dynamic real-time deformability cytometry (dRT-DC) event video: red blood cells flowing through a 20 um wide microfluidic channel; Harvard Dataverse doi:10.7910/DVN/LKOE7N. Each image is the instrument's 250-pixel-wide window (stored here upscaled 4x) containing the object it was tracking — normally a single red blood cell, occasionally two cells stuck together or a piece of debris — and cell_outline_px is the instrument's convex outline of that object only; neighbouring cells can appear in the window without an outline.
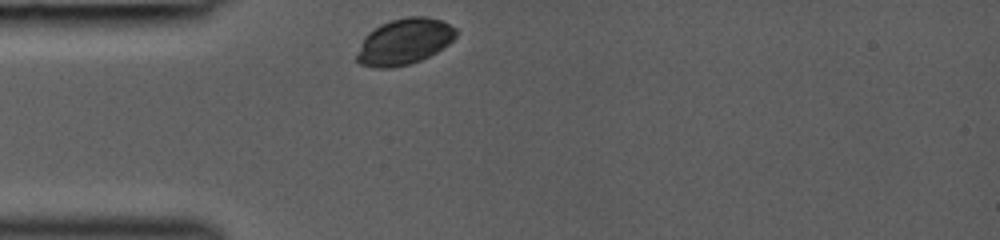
{"species": "common noctule bat (a hibernating species)", "species_latin": "Nyctalus noctula", "temperature_condition": "room temperature", "stored_images_in_passage": 28, "camera_frame_rate_fps": 3000, "um_per_image_px": 0.085, "animal": {"sex": "female", "body_mass_g": 19.0, "forearm_length_mm": 53.3}, "frame": {"image": 1, "passage_image": 1, "time_ms": 0.0, "image_size_px": [1000, 240], "cell_outline_px": [[456, 36], [448, 44], [436, 52], [420, 60], [408, 64], [392, 68], [376, 68], [360, 64], [356, 60], [356, 56], [364, 36], [368, 32], [380, 24], [392, 20], [408, 16], [424, 16], [440, 20], [456, 28]], "centroid_in_image_um": [34.34, 3.54], "position_along_channel_um": 50.7, "area_um2": 26.47}}
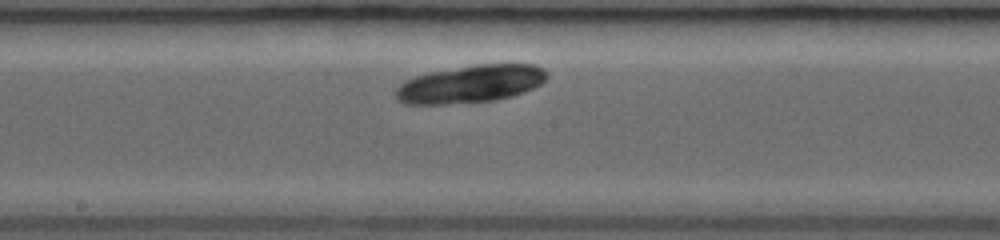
{"frame": {"image": 2, "passage_image": 13, "time_ms": 4.0, "image_size_px": [1000, 240], "cell_outline_px": [[548, 76], [540, 84], [524, 92], [496, 100], [444, 104], [404, 104], [396, 100], [396, 88], [400, 84], [416, 76], [432, 72], [476, 64], [532, 64], [544, 68], [548, 72]], "centroid_in_image_um": [40.01, 7.14], "position_along_channel_um": 208.2, "area_um2": 32.95}}
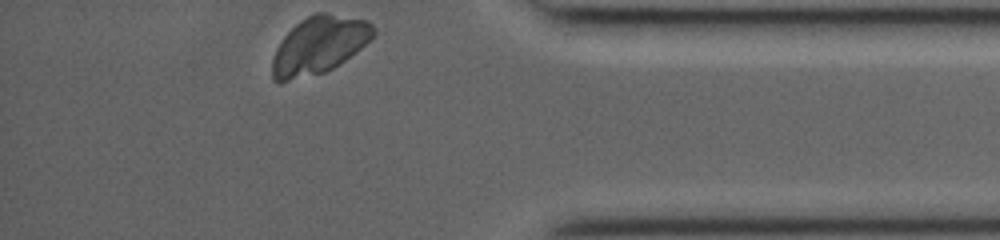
{"frame": {"image": 3, "passage_image": 28, "time_ms": 9.0, "image_size_px": [1000, 240], "cell_outline_px": [[376, 32], [360, 48], [344, 60], [332, 68], [324, 72], [280, 84], [272, 80], [272, 60], [276, 48], [284, 36], [300, 20], [316, 12], [324, 12], [368, 20], [376, 28]], "centroid_in_image_um": [27.08, 3.85], "position_along_channel_um": 408.1, "area_um2": 33.76}}